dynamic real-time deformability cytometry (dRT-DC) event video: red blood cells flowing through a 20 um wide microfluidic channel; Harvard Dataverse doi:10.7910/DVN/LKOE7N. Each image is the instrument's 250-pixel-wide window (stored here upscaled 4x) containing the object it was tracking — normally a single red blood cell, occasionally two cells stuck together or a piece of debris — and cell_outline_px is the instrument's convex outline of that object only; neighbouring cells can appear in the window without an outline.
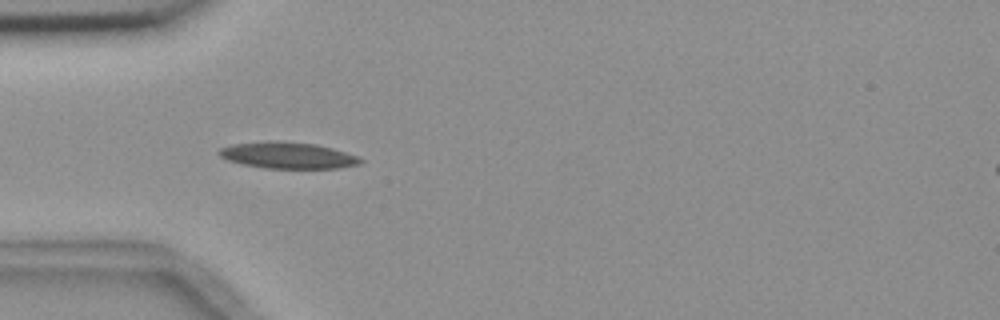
{"species": "common noctule bat (a hibernating species)", "species_latin": "Nyctalus noctula", "temperature_condition": "room temperature", "stored_images_in_passage": 8, "camera_frame_rate_fps": 3000, "um_per_image_px": 0.085, "animal": {"sex": "female", "body_mass_g": 18.4}, "frame": {"image": 1, "passage_image": 6, "time_ms": 5.333, "image_size_px": [1000, 320], "cell_outline_px": [[364, 160], [360, 164], [340, 168], [264, 168], [244, 164], [228, 160], [220, 156], [216, 152], [220, 148], [232, 144], [268, 140], [276, 140], [316, 144], [332, 148], [356, 156]], "centroid_in_image_um": [24.43, 13.19], "position_along_channel_um": 60.6, "area_um2": 21.79}}
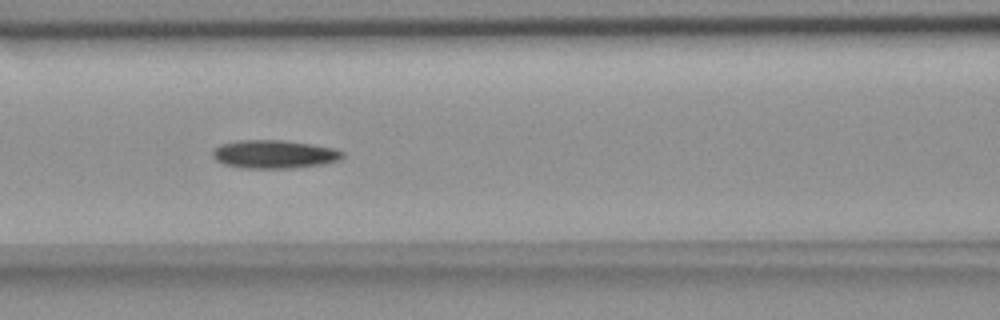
{"frame": {"image": 2, "passage_image": 8, "time_ms": 7.667, "image_size_px": [1000, 320], "cell_outline_px": [[344, 156], [340, 160], [324, 164], [292, 168], [240, 168], [224, 164], [216, 160], [212, 156], [212, 152], [220, 144], [236, 140], [284, 140], [332, 148], [344, 152]], "centroid_in_image_um": [23.29, 13.11], "position_along_channel_um": 143.3, "area_um2": 21.44}}